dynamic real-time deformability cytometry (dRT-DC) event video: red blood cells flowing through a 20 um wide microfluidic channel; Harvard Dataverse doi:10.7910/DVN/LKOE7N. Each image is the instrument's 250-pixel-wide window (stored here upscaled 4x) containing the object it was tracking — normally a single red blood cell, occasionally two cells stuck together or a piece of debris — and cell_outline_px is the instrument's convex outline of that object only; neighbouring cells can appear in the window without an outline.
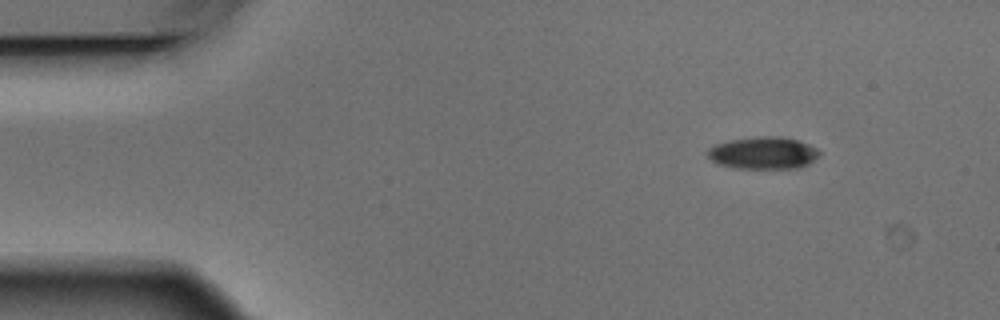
{"species": "Egyptian fruit bat (a non-hibernating species)", "species_latin": "Rousettus aegyptiacus", "temperature_condition": "warm", "stored_images_in_passage": 3, "camera_frame_rate_fps": 3000, "um_per_image_px": 0.085, "animal": {"sex": "male"}, "frame": {"image": 1, "passage_image": 1, "time_ms": 0.0, "image_size_px": [1000, 320], "cell_outline_px": [[820, 152], [808, 164], [800, 168], [736, 168], [716, 164], [708, 156], [708, 148], [716, 144], [728, 140], [756, 136], [780, 136], [796, 140], [808, 144], [816, 148]], "centroid_in_image_um": [64.84, 13.0], "position_along_channel_um": 20.2, "area_um2": 20.92}}
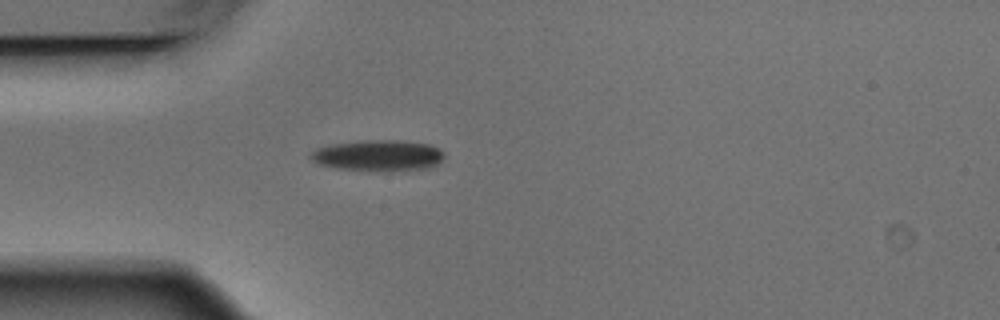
{"frame": {"image": 2, "passage_image": 3, "time_ms": 0.667, "image_size_px": [1000, 320], "cell_outline_px": [[444, 156], [432, 168], [388, 172], [332, 168], [320, 164], [312, 160], [308, 156], [316, 148], [332, 144], [364, 140], [400, 140], [432, 144], [440, 148], [444, 152]], "centroid_in_image_um": [32.18, 13.23], "position_along_channel_um": 52.8, "area_um2": 24.68}}